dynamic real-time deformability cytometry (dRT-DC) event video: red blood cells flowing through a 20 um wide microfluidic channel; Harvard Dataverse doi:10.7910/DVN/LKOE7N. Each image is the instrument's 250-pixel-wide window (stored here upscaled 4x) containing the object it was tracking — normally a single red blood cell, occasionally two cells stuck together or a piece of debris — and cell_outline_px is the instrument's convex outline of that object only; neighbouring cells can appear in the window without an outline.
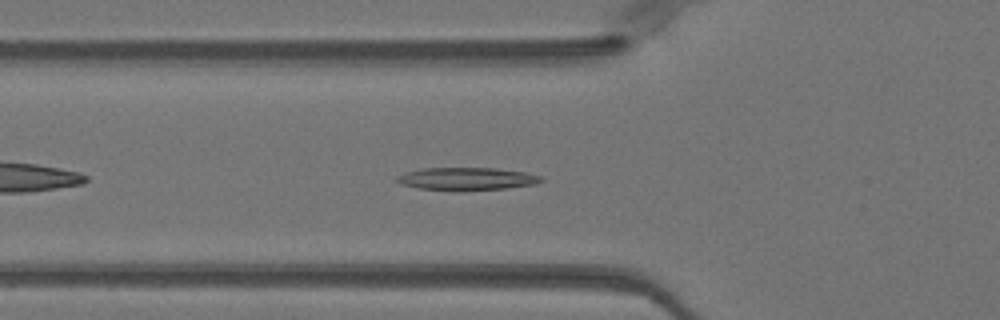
{"species": "Egyptian fruit bat (a non-hibernating species)", "species_latin": "Rousettus aegyptiacus", "temperature_condition": "warm", "stored_images_in_passage": 37, "camera_frame_rate_fps": 3000, "um_per_image_px": 0.085, "animal": {"sex": "female"}, "frame": {"image": 1, "passage_image": 6, "time_ms": 1.667, "image_size_px": [1000, 320], "cell_outline_px": [[544, 180], [532, 184], [504, 188], [456, 192], [416, 188], [400, 184], [396, 180], [396, 176], [404, 172], [420, 168], [496, 168], [524, 172], [544, 176]], "centroid_in_image_um": [39.6, 15.21], "position_along_channel_um": 86.2, "area_um2": 19.48}}
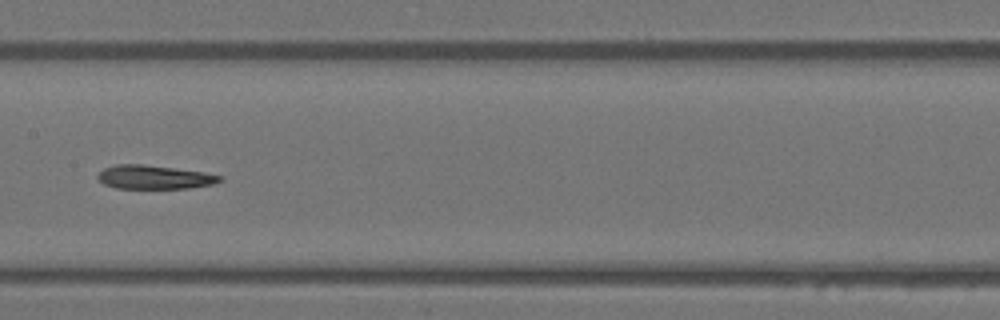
{"frame": {"image": 2, "passage_image": 14, "time_ms": 4.333, "image_size_px": [1000, 320], "cell_outline_px": [[224, 180], [212, 184], [188, 188], [116, 188], [104, 184], [96, 176], [104, 168], [116, 164], [140, 164], [204, 172], [220, 176]], "centroid_in_image_um": [13.09, 15.06], "position_along_channel_um": 194.3, "area_um2": 16.65}}
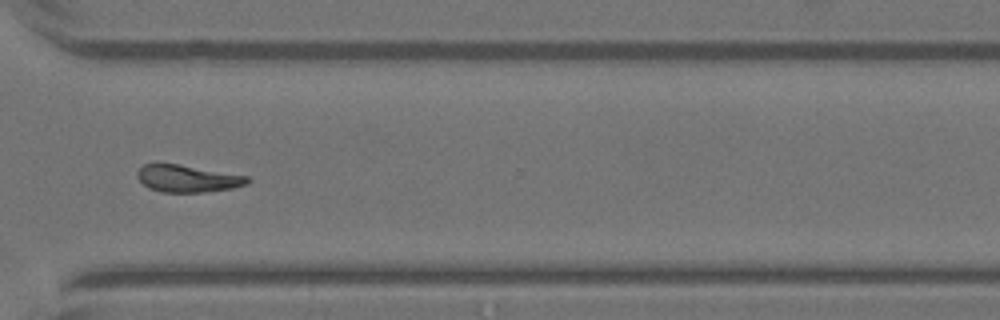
{"frame": {"image": 3, "passage_image": 26, "time_ms": 8.333, "image_size_px": [1000, 320], "cell_outline_px": [[252, 180], [248, 184], [232, 188], [204, 192], [160, 192], [148, 188], [136, 176], [136, 172], [144, 164], [156, 160], [180, 164], [248, 176]], "centroid_in_image_um": [15.89, 15.14], "position_along_channel_um": 354.7, "area_um2": 17.98}, "authors_computed_cell_mechanics": {"area_um2": 17.5134, "velocity_mm_per_s": 4.0223, "shape_relaxation_time_tau1_ms": null, "shape_relaxation_time_tau2_ms": 1.4288, "deformation_change_tau1": null, "deformation_change_tau2": 0.1051}}